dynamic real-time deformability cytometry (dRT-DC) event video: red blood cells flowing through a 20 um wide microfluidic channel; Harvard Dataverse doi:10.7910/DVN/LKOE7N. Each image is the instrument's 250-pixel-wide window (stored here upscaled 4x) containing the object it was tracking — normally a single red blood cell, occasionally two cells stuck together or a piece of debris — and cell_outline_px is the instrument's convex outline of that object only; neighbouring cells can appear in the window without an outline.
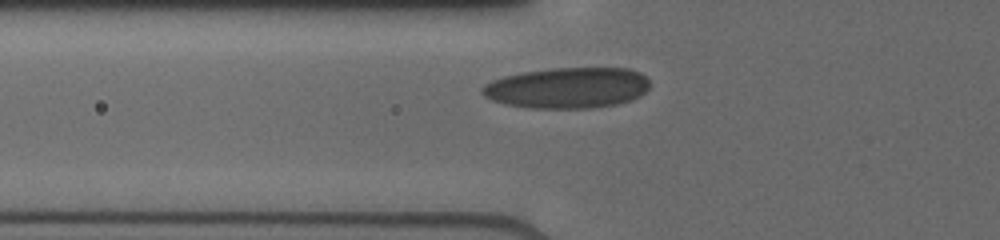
{"species": "human", "species_latin": "Homo sapiens", "temperature_condition": "cold", "stored_images_in_passage": 17, "camera_frame_rate_fps": 3000, "um_per_image_px": 0.085, "donor": {"sex": "male"}, "frame": {"image": 1, "passage_image": 2, "time_ms": 0.333, "image_size_px": [1000, 240], "cell_outline_px": [[648, 88], [640, 96], [632, 100], [616, 104], [592, 108], [532, 108], [504, 104], [492, 100], [484, 96], [480, 92], [480, 88], [484, 84], [492, 80], [504, 76], [524, 72], [552, 68], [628, 68], [640, 72], [648, 80]], "centroid_in_image_um": [48.21, 7.47], "position_along_channel_um": 77.6, "area_um2": 40.0}}
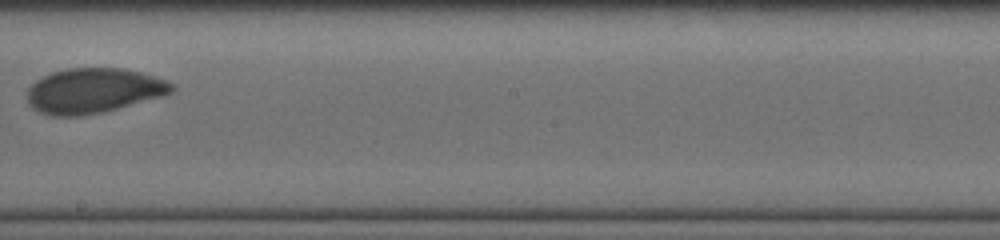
{"frame": {"image": 2, "passage_image": 11, "time_ms": 4.333, "image_size_px": [1000, 240], "cell_outline_px": [[176, 88], [172, 92], [164, 96], [104, 112], [80, 116], [52, 116], [40, 112], [32, 108], [28, 104], [28, 88], [36, 80], [52, 72], [68, 68], [124, 68], [140, 72], [168, 80], [176, 84]], "centroid_in_image_um": [7.99, 7.71], "position_along_channel_um": 240.2, "area_um2": 38.21}}
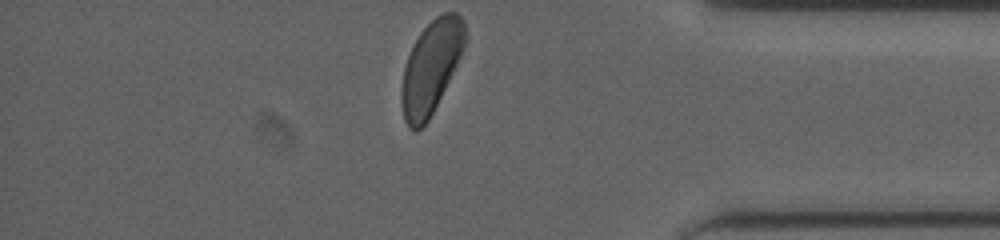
{"frame": {"image": 3, "passage_image": 17, "time_ms": 8.667, "image_size_px": [1000, 240], "cell_outline_px": [[468, 40], [428, 120], [416, 132], [408, 128], [404, 120], [400, 104], [400, 92], [404, 68], [408, 56], [420, 32], [436, 16], [444, 12], [456, 12], [464, 20], [468, 36]], "centroid_in_image_um": [36.63, 5.69], "position_along_channel_um": 398.6, "area_um2": 34.1}}